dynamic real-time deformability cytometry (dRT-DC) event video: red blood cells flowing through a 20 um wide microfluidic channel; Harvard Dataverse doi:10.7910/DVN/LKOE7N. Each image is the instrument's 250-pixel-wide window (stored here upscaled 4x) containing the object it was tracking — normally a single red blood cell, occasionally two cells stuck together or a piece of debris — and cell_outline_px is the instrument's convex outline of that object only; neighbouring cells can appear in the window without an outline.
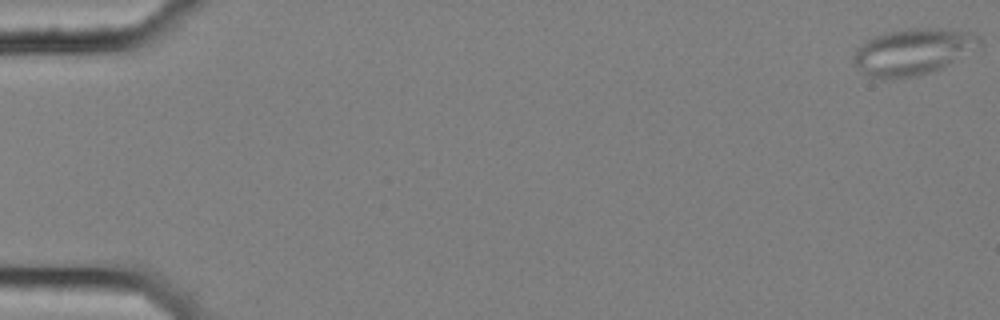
{"species": "common noctule bat (a hibernating species)", "species_latin": "Nyctalus noctula", "temperature_condition": "cold", "stored_images_in_passage": 19, "camera_frame_rate_fps": 3000, "um_per_image_px": 0.085, "animal": {"sex": "female", "body_mass_g": 25.1}, "frame": {"image": 1, "passage_image": 1, "time_ms": 0.0, "image_size_px": [1000, 320], "cell_outline_px": [[984, 44], [948, 64], [932, 72], [916, 76], [884, 80], [868, 76], [860, 72], [852, 56], [856, 48], [860, 44], [876, 36], [888, 32], [908, 28], [940, 28], [972, 32], [980, 36]], "centroid_in_image_um": [77.6, 4.4], "position_along_channel_um": 7.4, "area_um2": 34.22}}